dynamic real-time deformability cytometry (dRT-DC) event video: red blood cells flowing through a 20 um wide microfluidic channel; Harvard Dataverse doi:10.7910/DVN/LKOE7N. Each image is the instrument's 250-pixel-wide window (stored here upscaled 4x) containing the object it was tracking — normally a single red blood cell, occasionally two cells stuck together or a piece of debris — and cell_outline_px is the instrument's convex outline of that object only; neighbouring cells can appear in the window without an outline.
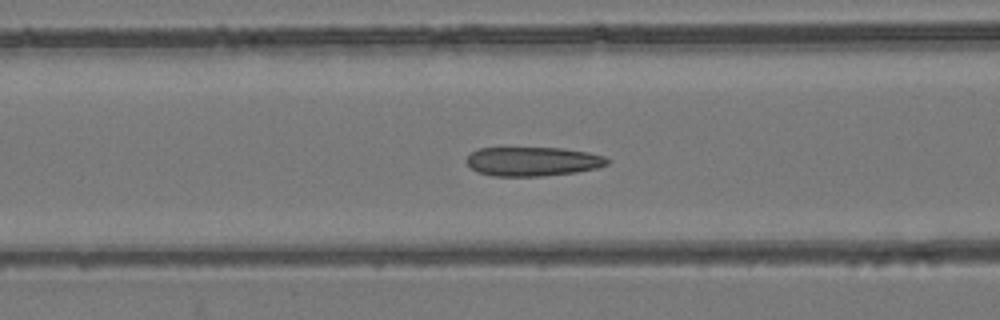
{"species": "common noctule bat (a hibernating species)", "species_latin": "Nyctalus noctula", "temperature_condition": "room temperature", "stored_images_in_passage": 55, "camera_frame_rate_fps": 3000, "um_per_image_px": 0.085, "animal": {"sex": "female", "body_mass_g": 24.6, "forearm_length_mm": 56.2}, "frame": {"image": 1, "passage_image": 22, "time_ms": 7.0, "image_size_px": [1000, 320], "cell_outline_px": [[612, 160], [608, 164], [596, 168], [576, 172], [540, 176], [492, 176], [476, 172], [468, 164], [468, 156], [472, 152], [480, 148], [560, 148], [588, 152], [604, 156]], "centroid_in_image_um": [45.31, 13.72], "position_along_channel_um": 121.3, "area_um2": 23.81}}
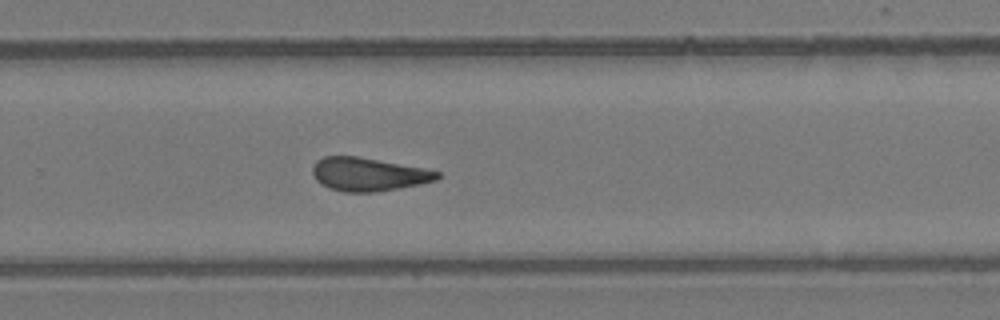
{"frame": {"image": 2, "passage_image": 36, "time_ms": 11.667, "image_size_px": [1000, 320], "cell_outline_px": [[440, 176], [436, 180], [420, 184], [400, 188], [376, 192], [344, 192], [328, 188], [320, 184], [316, 180], [312, 172], [312, 168], [316, 160], [324, 156], [356, 156], [424, 168], [440, 172]], "centroid_in_image_um": [31.28, 14.82], "position_along_channel_um": 298.5, "area_um2": 24.28}}
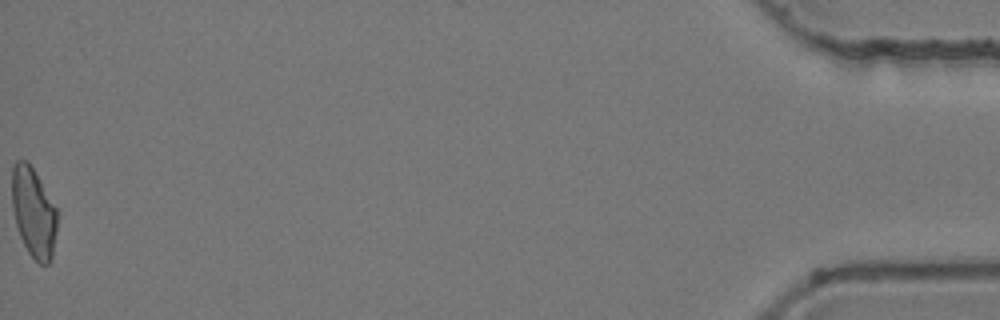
{"frame": {"image": 3, "passage_image": 55, "time_ms": 18.0, "image_size_px": [1000, 320], "cell_outline_px": [[56, 232], [52, 260], [48, 264], [40, 264], [28, 252], [20, 236], [16, 224], [12, 208], [12, 168], [16, 160], [28, 160], [56, 208]], "centroid_in_image_um": [2.84, 18.06], "position_along_channel_um": 432.4, "area_um2": 23.47}, "authors_computed_cell_mechanics": {"area_um2": 24.7384, "velocity_mm_per_s": 3.8044, "shape_relaxation_time_tau1_ms": null, "shape_relaxation_time_tau2_ms": 2.097, "deformation_change_tau1": null, "deformation_change_tau2": 0.1034}}